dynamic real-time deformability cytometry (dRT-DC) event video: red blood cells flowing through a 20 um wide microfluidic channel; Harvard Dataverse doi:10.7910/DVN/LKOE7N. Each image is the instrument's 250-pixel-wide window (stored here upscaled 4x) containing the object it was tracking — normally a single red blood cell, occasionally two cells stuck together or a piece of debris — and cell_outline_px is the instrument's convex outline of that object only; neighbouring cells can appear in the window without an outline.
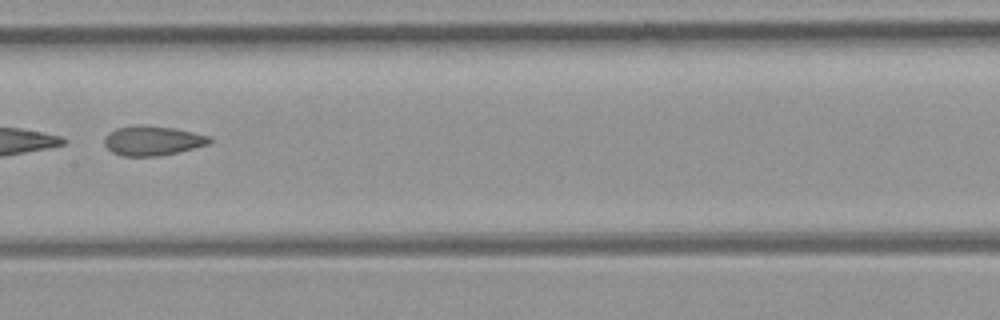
{"species": "common noctule bat (a hibernating species)", "species_latin": "Nyctalus noctula", "temperature_condition": "room temperature", "stored_images_in_passage": 32, "camera_frame_rate_fps": 3000, "um_per_image_px": 0.085, "animal": {"sex": "female", "body_mass_g": 21.9}, "frame": {"image": 1, "passage_image": 14, "time_ms": 4.333, "image_size_px": [1000, 320], "cell_outline_px": [[212, 140], [208, 144], [160, 156], [120, 156], [112, 152], [104, 144], [104, 136], [108, 132], [116, 128], [136, 124], [148, 124], [176, 128], [212, 136]], "centroid_in_image_um": [12.94, 11.93], "position_along_channel_um": 194.5, "area_um2": 18.5}}
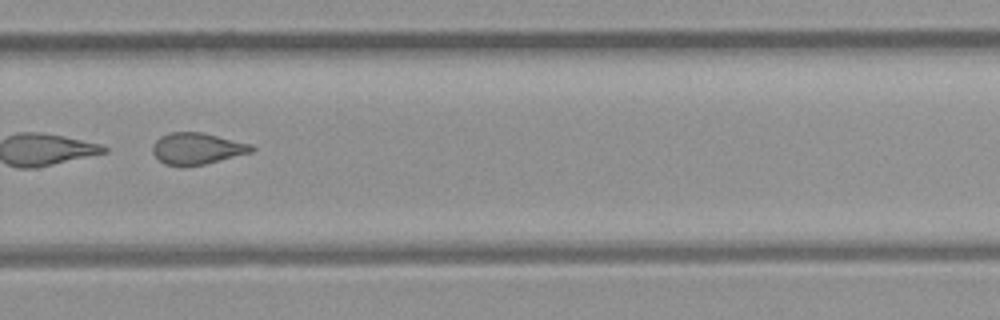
{"frame": {"image": 2, "passage_image": 23, "time_ms": 7.333, "image_size_px": [1000, 320], "cell_outline_px": [[256, 148], [252, 152], [204, 164], [164, 164], [152, 152], [152, 144], [160, 136], [172, 132], [204, 132], [252, 144]], "centroid_in_image_um": [16.77, 12.59], "position_along_channel_um": 313.0, "area_um2": 17.92}, "authors_computed_cell_mechanics": {"area_um2": 18.5538, "velocity_mm_per_s": 4.0012, "shape_relaxation_time_tau1_ms": null, "shape_relaxation_time_tau2_ms": 2.7055, "deformation_change_tau1": null, "deformation_change_tau2": 0.1083}}